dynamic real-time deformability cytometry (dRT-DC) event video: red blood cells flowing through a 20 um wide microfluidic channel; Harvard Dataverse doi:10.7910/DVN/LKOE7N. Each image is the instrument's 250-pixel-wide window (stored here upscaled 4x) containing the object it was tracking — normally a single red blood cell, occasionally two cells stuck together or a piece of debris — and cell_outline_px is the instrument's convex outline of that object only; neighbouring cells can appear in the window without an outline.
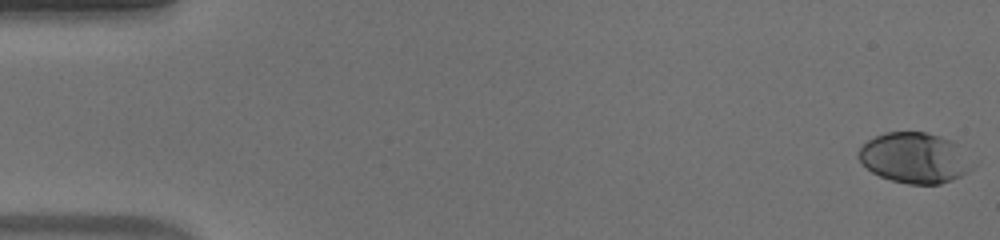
{"species": "human", "species_latin": "Homo sapiens", "temperature_condition": "warm", "stored_images_in_passage": 53, "camera_frame_rate_fps": 3000, "um_per_image_px": 0.085, "donor": {"sex": "male"}, "frame": {"image": 1, "passage_image": 1, "time_ms": 0.0, "image_size_px": [1000, 240], "cell_outline_px": [[976, 164], [968, 172], [952, 180], [940, 184], [908, 184], [892, 180], [880, 176], [872, 172], [860, 160], [860, 148], [868, 140], [884, 132], [924, 132], [940, 136], [952, 140]], "centroid_in_image_um": [77.79, 13.42], "position_along_channel_um": 7.2, "area_um2": 33.29}}
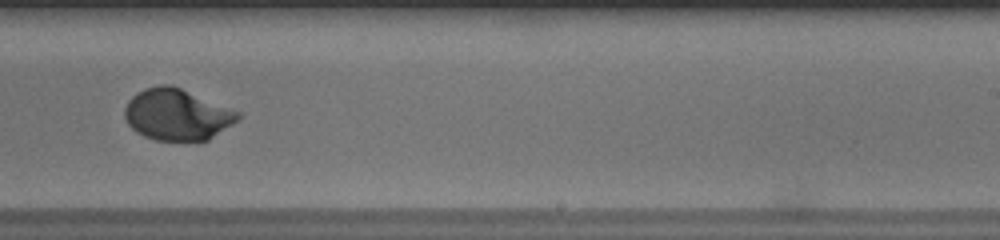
{"frame": {"image": 2, "passage_image": 34, "time_ms": 11.0, "image_size_px": [1000, 240], "cell_outline_px": [[240, 116], [232, 124], [208, 140], [184, 144], [156, 140], [144, 136], [136, 132], [128, 124], [124, 116], [124, 108], [128, 100], [136, 92], [144, 88], [160, 84], [172, 84], [240, 112]], "centroid_in_image_um": [15.01, 9.77], "position_along_channel_um": 274.0, "area_um2": 34.62}}
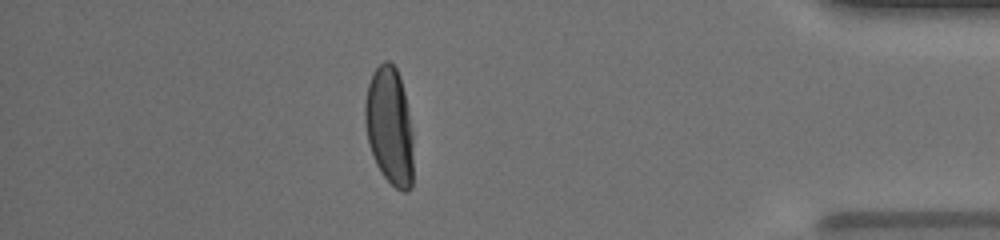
{"frame": {"image": 3, "passage_image": 47, "time_ms": 15.333, "image_size_px": [1000, 240], "cell_outline_px": [[412, 188], [408, 192], [404, 192], [396, 188], [384, 176], [376, 164], [368, 140], [364, 120], [364, 104], [368, 84], [376, 68], [384, 60], [388, 60], [396, 68], [400, 76], [404, 92], [412, 132]], "centroid_in_image_um": [33.1, 10.72], "position_along_channel_um": 402.1, "area_um2": 32.95}, "authors_computed_cell_mechanics": {"area_um2": 33.2928, "velocity_mm_per_s": 3.8712, "shape_relaxation_time_tau1_ms": 3.5416, "shape_relaxation_time_tau2_ms": null, "deformation_change_tau1": 0.2013, "deformation_change_tau2": null}}